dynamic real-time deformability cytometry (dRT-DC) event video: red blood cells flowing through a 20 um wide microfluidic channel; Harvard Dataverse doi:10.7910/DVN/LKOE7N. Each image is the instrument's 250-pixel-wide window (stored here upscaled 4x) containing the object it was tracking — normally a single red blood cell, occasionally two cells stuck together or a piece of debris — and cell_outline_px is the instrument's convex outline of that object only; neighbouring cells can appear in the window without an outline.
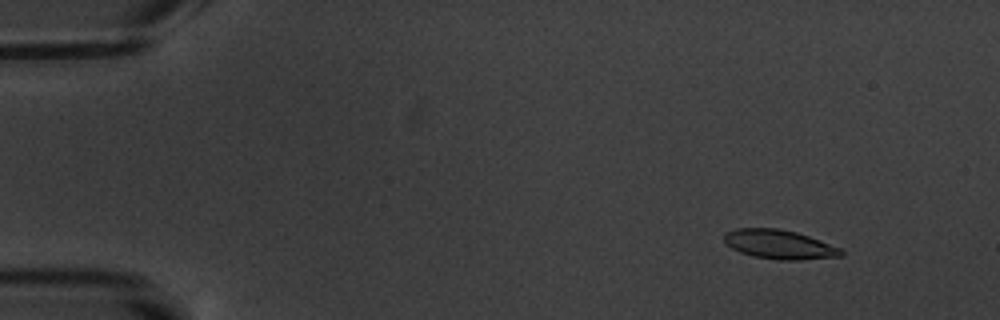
{"species": "common noctule bat (a hibernating species)", "species_latin": "Nyctalus noctula", "temperature_condition": "warm", "stored_images_in_passage": 6, "camera_frame_rate_fps": 3000, "um_per_image_px": 0.085, "animal": {"sex": "male", "body_mass_g": 20.1, "forearm_length_mm": 53.5}, "frame": {"image": 1, "passage_image": 2, "time_ms": 1.0, "image_size_px": [1000, 320], "cell_outline_px": [[844, 256], [800, 260], [776, 260], [752, 256], [740, 252], [732, 248], [724, 240], [724, 232], [736, 228], [776, 228], [796, 232], [844, 248]], "centroid_in_image_um": [66.28, 20.78], "position_along_channel_um": 18.7, "area_um2": 20.11}}
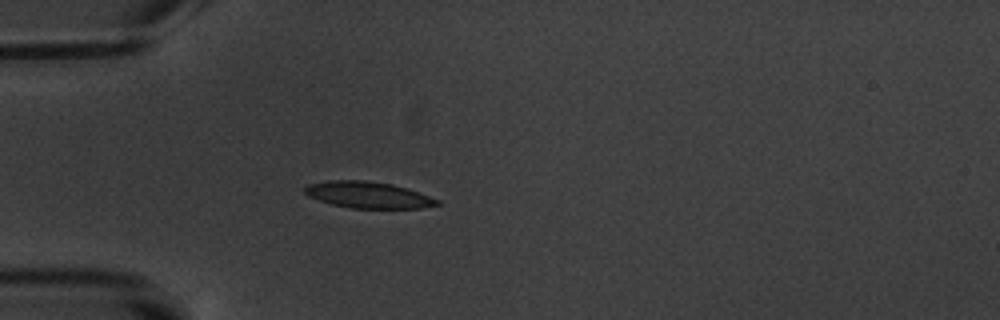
{"frame": {"image": 2, "passage_image": 5, "time_ms": 4.667, "image_size_px": [1000, 320], "cell_outline_px": [[444, 204], [420, 208], [352, 208], [332, 204], [308, 196], [304, 192], [304, 188], [308, 184], [328, 180], [364, 180], [392, 184], [440, 200]], "centroid_in_image_um": [31.28, 16.57], "position_along_channel_um": 53.7, "area_um2": 20.23}}